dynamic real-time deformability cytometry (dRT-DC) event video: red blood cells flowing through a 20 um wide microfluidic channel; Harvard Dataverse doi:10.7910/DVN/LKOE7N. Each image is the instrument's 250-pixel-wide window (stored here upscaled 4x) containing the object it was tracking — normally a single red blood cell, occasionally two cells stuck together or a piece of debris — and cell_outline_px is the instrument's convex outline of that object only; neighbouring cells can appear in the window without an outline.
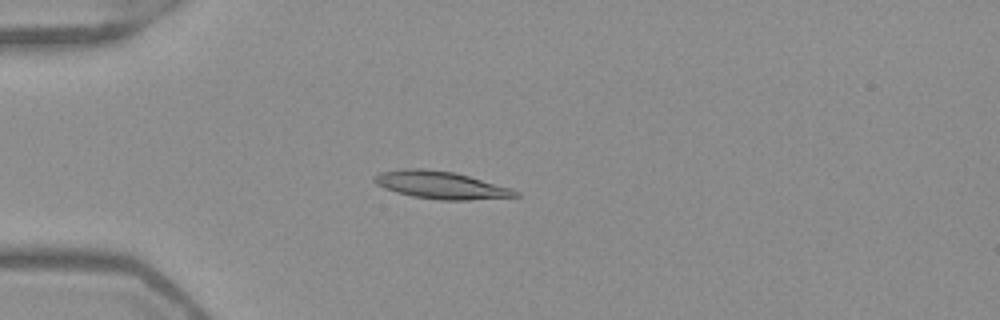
{"species": "Egyptian fruit bat (a non-hibernating species)", "species_latin": "Rousettus aegyptiacus", "temperature_condition": "warm", "stored_images_in_passage": 46, "camera_frame_rate_fps": 3000, "um_per_image_px": 0.085, "frame": {"image": 1, "passage_image": 9, "time_ms": 2.667, "image_size_px": [1000, 320], "cell_outline_px": [[520, 196], [468, 200], [440, 200], [412, 196], [396, 192], [384, 188], [376, 184], [372, 180], [372, 176], [380, 172], [404, 168], [424, 168], [456, 172], [512, 188], [520, 192]], "centroid_in_image_um": [37.46, 15.72], "position_along_channel_um": 47.5, "area_um2": 22.89}}
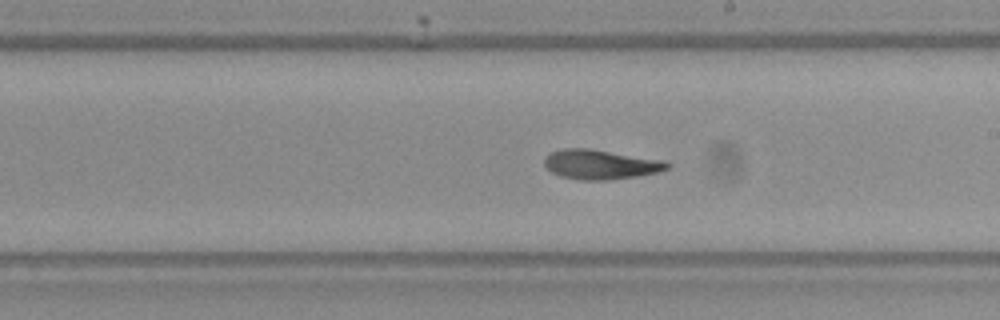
{"frame": {"image": 2, "passage_image": 25, "time_ms": 8.0, "image_size_px": [1000, 320], "cell_outline_px": [[672, 164], [668, 168], [656, 172], [636, 176], [604, 180], [580, 180], [560, 176], [552, 172], [544, 164], [544, 160], [552, 152], [560, 148], [588, 148], [668, 160]], "centroid_in_image_um": [51.08, 13.96], "position_along_channel_um": 237.9, "area_um2": 21.21}}
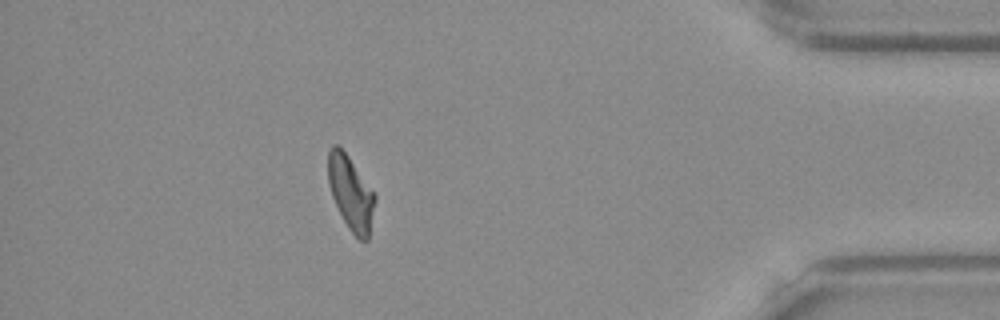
{"frame": {"image": 3, "passage_image": 41, "time_ms": 13.333, "image_size_px": [1000, 320], "cell_outline_px": [[376, 200], [368, 240], [360, 240], [348, 228], [332, 196], [328, 184], [328, 148], [332, 144], [336, 144], [348, 156], [376, 196]], "centroid_in_image_um": [29.8, 16.4], "position_along_channel_um": 405.4, "area_um2": 19.88}, "authors_computed_cell_mechanics": {"area_um2": 20.8947, "velocity_mm_per_s": 3.9405, "shape_relaxation_time_tau1_ms": 4.8074, "shape_relaxation_time_tau2_ms": 3.2588, "deformation_change_tau1": 0.1783, "deformation_change_tau2": 0.1039}}